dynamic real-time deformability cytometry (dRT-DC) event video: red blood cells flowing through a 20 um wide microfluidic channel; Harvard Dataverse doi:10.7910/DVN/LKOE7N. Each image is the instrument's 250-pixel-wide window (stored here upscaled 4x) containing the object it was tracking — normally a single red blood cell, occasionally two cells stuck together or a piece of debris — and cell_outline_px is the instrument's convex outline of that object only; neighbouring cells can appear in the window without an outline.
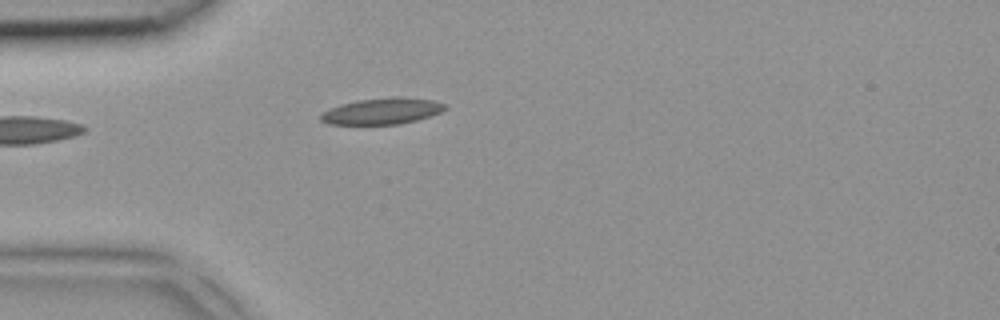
{"species": "common noctule bat (a hibernating species)", "species_latin": "Nyctalus noctula", "temperature_condition": "room temperature", "stored_images_in_passage": 4, "camera_frame_rate_fps": 3000, "um_per_image_px": 0.085, "animal": {"sex": "female", "body_mass_g": 18.4}, "frame": {"image": 1, "passage_image": 4, "time_ms": 1.0, "image_size_px": [1000, 320], "cell_outline_px": [[448, 108], [440, 112], [416, 120], [400, 124], [328, 124], [320, 120], [320, 112], [328, 108], [340, 104], [360, 100], [396, 96], [400, 96], [432, 100], [448, 104]], "centroid_in_image_um": [32.47, 9.44], "position_along_channel_um": 52.5, "area_um2": 19.13}}